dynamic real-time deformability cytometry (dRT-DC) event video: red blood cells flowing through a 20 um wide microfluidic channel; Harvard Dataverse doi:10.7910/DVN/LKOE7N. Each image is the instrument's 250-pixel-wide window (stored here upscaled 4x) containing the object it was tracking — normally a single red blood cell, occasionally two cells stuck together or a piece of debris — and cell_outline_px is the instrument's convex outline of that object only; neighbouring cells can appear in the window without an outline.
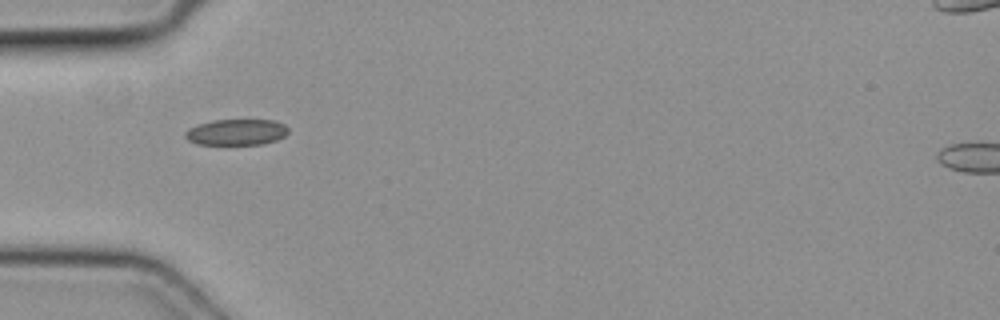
{"species": "common noctule bat (a hibernating species)", "species_latin": "Nyctalus noctula", "temperature_condition": "cold", "stored_images_in_passage": 3, "camera_frame_rate_fps": 3000, "um_per_image_px": 0.085, "animal": {"sex": "female", "body_mass_g": 19.3, "forearm_length_mm": 54.1}, "frame": {"image": 1, "passage_image": 1, "time_ms": 0.0, "image_size_px": [1000, 320], "cell_outline_px": [[288, 132], [284, 136], [276, 140], [260, 144], [196, 144], [188, 140], [184, 136], [184, 132], [188, 128], [212, 120], [276, 120], [284, 124], [288, 128]], "centroid_in_image_um": [20.08, 11.23], "position_along_channel_um": 64.9, "area_um2": 15.61}}
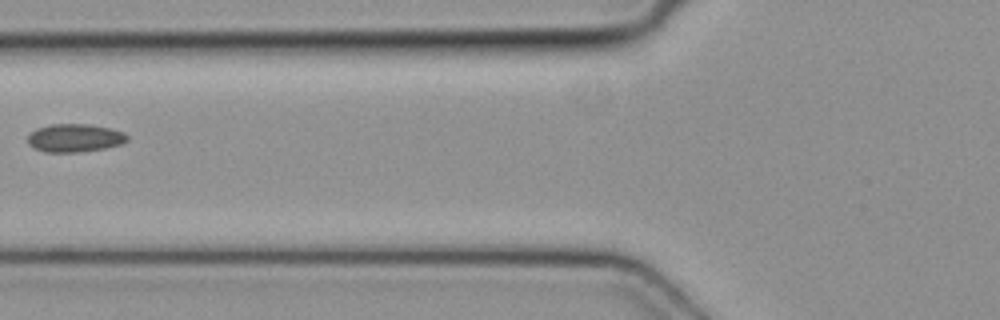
{"frame": {"image": 2, "passage_image": 2, "time_ms": 0.333, "image_size_px": [1000, 320], "cell_outline_px": [[128, 140], [120, 144], [104, 148], [76, 152], [44, 152], [32, 148], [28, 144], [28, 132], [36, 128], [52, 124], [88, 124], [112, 128], [124, 132], [128, 136]], "centroid_in_image_um": [6.31, 11.72], "position_along_channel_um": 119.5, "area_um2": 16.47}}
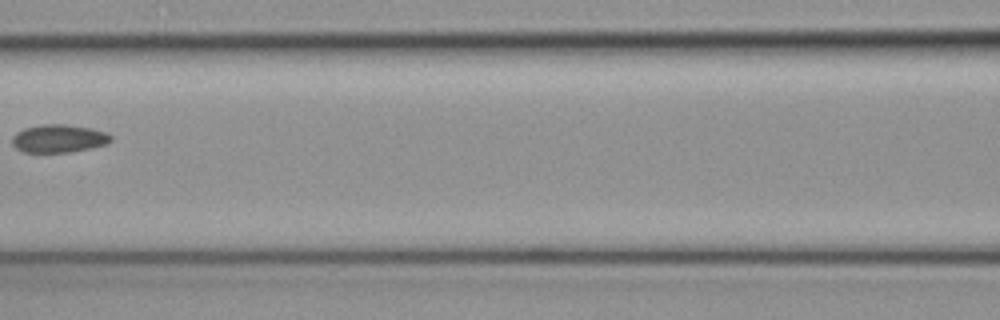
{"frame": {"image": 3, "passage_image": 3, "time_ms": 0.667, "image_size_px": [1000, 320], "cell_outline_px": [[112, 140], [108, 144], [92, 148], [68, 152], [24, 152], [16, 148], [12, 144], [12, 136], [16, 132], [24, 128], [44, 124], [64, 124], [92, 128], [104, 132], [112, 136]], "centroid_in_image_um": [5.0, 11.77], "position_along_channel_um": 161.6, "area_um2": 16.18}}